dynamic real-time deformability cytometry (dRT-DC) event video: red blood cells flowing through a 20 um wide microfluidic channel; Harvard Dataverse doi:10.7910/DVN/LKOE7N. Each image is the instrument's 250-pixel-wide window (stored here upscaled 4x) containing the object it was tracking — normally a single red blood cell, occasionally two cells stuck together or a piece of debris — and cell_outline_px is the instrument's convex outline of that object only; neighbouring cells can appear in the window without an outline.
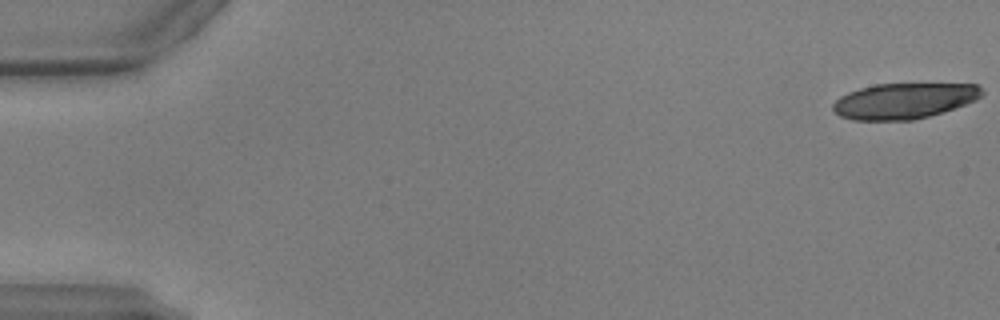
{"species": "common noctule bat (a hibernating species)", "species_latin": "Nyctalus noctula", "temperature_condition": "warm", "stored_images_in_passage": 19, "camera_frame_rate_fps": 3000, "um_per_image_px": 0.085, "animal": {"sex": "male", "body_mass_g": 17.9, "forearm_length_mm": 54.2}, "frame": {"image": 1, "passage_image": 1, "time_ms": 0.0, "image_size_px": [1000, 320], "cell_outline_px": [[984, 92], [976, 100], [928, 116], [912, 120], [852, 120], [840, 116], [832, 108], [832, 104], [840, 96], [848, 92], [860, 88], [876, 84], [980, 84]], "centroid_in_image_um": [76.82, 8.57], "position_along_channel_um": 8.2, "area_um2": 30.75}}